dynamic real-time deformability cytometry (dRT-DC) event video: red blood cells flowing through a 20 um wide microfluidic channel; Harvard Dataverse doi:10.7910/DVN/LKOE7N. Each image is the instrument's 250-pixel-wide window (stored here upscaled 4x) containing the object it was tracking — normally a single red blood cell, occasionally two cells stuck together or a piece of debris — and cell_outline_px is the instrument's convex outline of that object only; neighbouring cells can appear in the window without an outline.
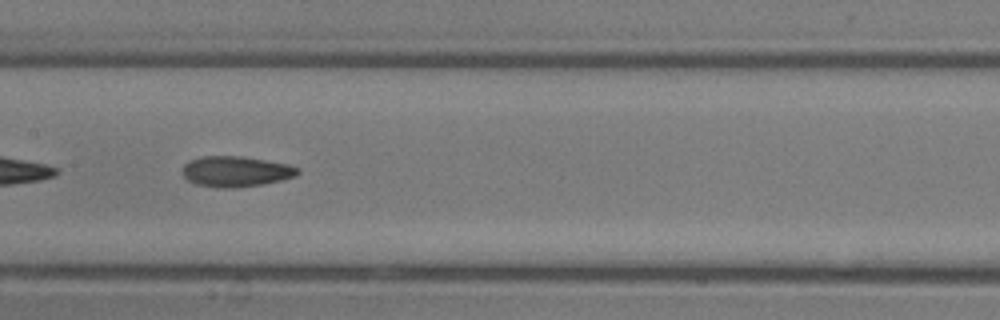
{"species": "common noctule bat (a hibernating species)", "species_latin": "Nyctalus noctula", "temperature_condition": "room temperature", "stored_images_in_passage": 23, "camera_frame_rate_fps": 3000, "um_per_image_px": 0.085, "animal": {"sex": "male", "body_mass_g": 13.3}, "frame": {"image": 1, "passage_image": 10, "time_ms": 3.0, "image_size_px": [1000, 320], "cell_outline_px": [[300, 172], [296, 176], [264, 184], [232, 188], [220, 188], [196, 184], [188, 180], [180, 172], [184, 164], [192, 160], [204, 156], [240, 156], [288, 164], [300, 168]], "centroid_in_image_um": [20.04, 14.58], "position_along_channel_um": 187.4, "area_um2": 20.52}}
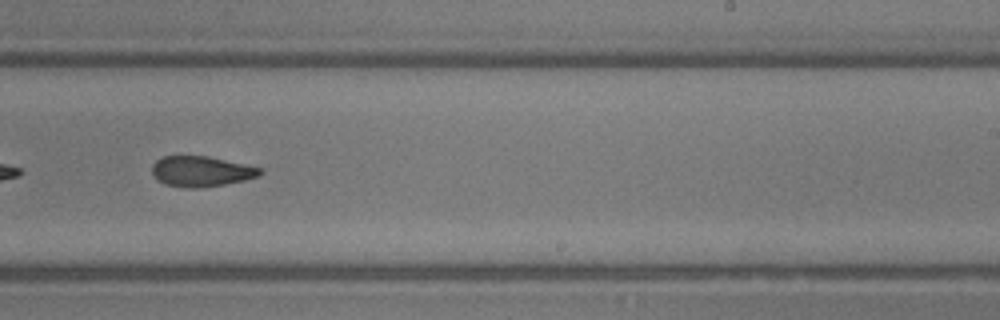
{"frame": {"image": 2, "passage_image": 14, "time_ms": 4.333, "image_size_px": [1000, 320], "cell_outline_px": [[264, 172], [260, 176], [244, 180], [224, 184], [200, 188], [188, 188], [164, 184], [156, 180], [152, 172], [152, 164], [156, 160], [164, 156], [208, 156], [244, 164], [260, 168]], "centroid_in_image_um": [17.08, 14.57], "position_along_channel_um": 271.9, "area_um2": 19.19}}